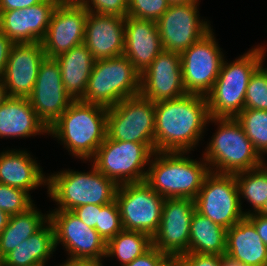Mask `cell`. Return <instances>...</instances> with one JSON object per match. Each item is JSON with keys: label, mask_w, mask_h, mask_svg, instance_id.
Segmentation results:
<instances>
[{"label": "cell", "mask_w": 267, "mask_h": 266, "mask_svg": "<svg viewBox=\"0 0 267 266\" xmlns=\"http://www.w3.org/2000/svg\"><path fill=\"white\" fill-rule=\"evenodd\" d=\"M206 96L186 94L155 102V152H186L199 143L209 122Z\"/></svg>", "instance_id": "6da1fadb"}, {"label": "cell", "mask_w": 267, "mask_h": 266, "mask_svg": "<svg viewBox=\"0 0 267 266\" xmlns=\"http://www.w3.org/2000/svg\"><path fill=\"white\" fill-rule=\"evenodd\" d=\"M107 111V107L74 100L48 135L58 138L72 156L90 162L107 136Z\"/></svg>", "instance_id": "7a4b0ae2"}, {"label": "cell", "mask_w": 267, "mask_h": 266, "mask_svg": "<svg viewBox=\"0 0 267 266\" xmlns=\"http://www.w3.org/2000/svg\"><path fill=\"white\" fill-rule=\"evenodd\" d=\"M184 155L186 152H154L150 159L145 182L165 199L194 200L210 173L204 158L200 162Z\"/></svg>", "instance_id": "3957f363"}, {"label": "cell", "mask_w": 267, "mask_h": 266, "mask_svg": "<svg viewBox=\"0 0 267 266\" xmlns=\"http://www.w3.org/2000/svg\"><path fill=\"white\" fill-rule=\"evenodd\" d=\"M256 47L231 63L223 60L220 73L206 95L210 117L236 118L245 109L249 80L265 59L266 48L261 45Z\"/></svg>", "instance_id": "277c9868"}, {"label": "cell", "mask_w": 267, "mask_h": 266, "mask_svg": "<svg viewBox=\"0 0 267 266\" xmlns=\"http://www.w3.org/2000/svg\"><path fill=\"white\" fill-rule=\"evenodd\" d=\"M208 122L219 124L203 154L210 172L236 174L258 168L266 162L255 150L236 118L210 117Z\"/></svg>", "instance_id": "5b68a950"}, {"label": "cell", "mask_w": 267, "mask_h": 266, "mask_svg": "<svg viewBox=\"0 0 267 266\" xmlns=\"http://www.w3.org/2000/svg\"><path fill=\"white\" fill-rule=\"evenodd\" d=\"M118 184L94 165L89 172L62 170L48 176V196L57 202L54 210H73L81 205H107L115 201Z\"/></svg>", "instance_id": "8992f818"}, {"label": "cell", "mask_w": 267, "mask_h": 266, "mask_svg": "<svg viewBox=\"0 0 267 266\" xmlns=\"http://www.w3.org/2000/svg\"><path fill=\"white\" fill-rule=\"evenodd\" d=\"M140 75L124 55L96 60L86 91L79 100L107 108L115 106L140 94Z\"/></svg>", "instance_id": "52a82bcc"}, {"label": "cell", "mask_w": 267, "mask_h": 266, "mask_svg": "<svg viewBox=\"0 0 267 266\" xmlns=\"http://www.w3.org/2000/svg\"><path fill=\"white\" fill-rule=\"evenodd\" d=\"M155 102L140 94L121 100L107 111V137L145 144L155 152Z\"/></svg>", "instance_id": "ba28073f"}, {"label": "cell", "mask_w": 267, "mask_h": 266, "mask_svg": "<svg viewBox=\"0 0 267 266\" xmlns=\"http://www.w3.org/2000/svg\"><path fill=\"white\" fill-rule=\"evenodd\" d=\"M153 152L143 143L112 140L107 136L91 162L118 185L144 182Z\"/></svg>", "instance_id": "9c48e42d"}, {"label": "cell", "mask_w": 267, "mask_h": 266, "mask_svg": "<svg viewBox=\"0 0 267 266\" xmlns=\"http://www.w3.org/2000/svg\"><path fill=\"white\" fill-rule=\"evenodd\" d=\"M164 200L145 181L119 185L115 201L123 230L140 231L152 238L160 226Z\"/></svg>", "instance_id": "30bf717a"}, {"label": "cell", "mask_w": 267, "mask_h": 266, "mask_svg": "<svg viewBox=\"0 0 267 266\" xmlns=\"http://www.w3.org/2000/svg\"><path fill=\"white\" fill-rule=\"evenodd\" d=\"M194 202L197 212L225 229L246 216L240 205L235 174L210 172Z\"/></svg>", "instance_id": "8fae6325"}, {"label": "cell", "mask_w": 267, "mask_h": 266, "mask_svg": "<svg viewBox=\"0 0 267 266\" xmlns=\"http://www.w3.org/2000/svg\"><path fill=\"white\" fill-rule=\"evenodd\" d=\"M212 30L180 54L187 94L206 96L220 73L224 55Z\"/></svg>", "instance_id": "7c38bea8"}, {"label": "cell", "mask_w": 267, "mask_h": 266, "mask_svg": "<svg viewBox=\"0 0 267 266\" xmlns=\"http://www.w3.org/2000/svg\"><path fill=\"white\" fill-rule=\"evenodd\" d=\"M49 221L54 229L55 247L61 243L69 258H105L107 243L96 229L87 226L71 210L50 211Z\"/></svg>", "instance_id": "4fadbf2b"}, {"label": "cell", "mask_w": 267, "mask_h": 266, "mask_svg": "<svg viewBox=\"0 0 267 266\" xmlns=\"http://www.w3.org/2000/svg\"><path fill=\"white\" fill-rule=\"evenodd\" d=\"M199 3L170 4L156 21L163 50L182 53L210 30L208 21L200 20Z\"/></svg>", "instance_id": "5bb4252c"}, {"label": "cell", "mask_w": 267, "mask_h": 266, "mask_svg": "<svg viewBox=\"0 0 267 266\" xmlns=\"http://www.w3.org/2000/svg\"><path fill=\"white\" fill-rule=\"evenodd\" d=\"M28 99L38 119L47 129L74 101L64 89L60 67L55 58L45 57L41 62L32 94Z\"/></svg>", "instance_id": "9a60e30c"}, {"label": "cell", "mask_w": 267, "mask_h": 266, "mask_svg": "<svg viewBox=\"0 0 267 266\" xmlns=\"http://www.w3.org/2000/svg\"><path fill=\"white\" fill-rule=\"evenodd\" d=\"M195 210L193 199H165L160 226L152 237V245L164 254L188 253L190 223Z\"/></svg>", "instance_id": "2e32d148"}, {"label": "cell", "mask_w": 267, "mask_h": 266, "mask_svg": "<svg viewBox=\"0 0 267 266\" xmlns=\"http://www.w3.org/2000/svg\"><path fill=\"white\" fill-rule=\"evenodd\" d=\"M140 95L153 102L186 95L180 53L162 50L140 75Z\"/></svg>", "instance_id": "e0dca14e"}, {"label": "cell", "mask_w": 267, "mask_h": 266, "mask_svg": "<svg viewBox=\"0 0 267 266\" xmlns=\"http://www.w3.org/2000/svg\"><path fill=\"white\" fill-rule=\"evenodd\" d=\"M88 11L81 4L57 5L42 40L48 58H55L83 44Z\"/></svg>", "instance_id": "ac0fdd59"}, {"label": "cell", "mask_w": 267, "mask_h": 266, "mask_svg": "<svg viewBox=\"0 0 267 266\" xmlns=\"http://www.w3.org/2000/svg\"><path fill=\"white\" fill-rule=\"evenodd\" d=\"M45 57L41 42L13 44L2 77L9 97L28 98L32 94Z\"/></svg>", "instance_id": "d6986e66"}, {"label": "cell", "mask_w": 267, "mask_h": 266, "mask_svg": "<svg viewBox=\"0 0 267 266\" xmlns=\"http://www.w3.org/2000/svg\"><path fill=\"white\" fill-rule=\"evenodd\" d=\"M57 4L45 0L28 8L0 11V31L13 43L42 42Z\"/></svg>", "instance_id": "ffe728a7"}, {"label": "cell", "mask_w": 267, "mask_h": 266, "mask_svg": "<svg viewBox=\"0 0 267 266\" xmlns=\"http://www.w3.org/2000/svg\"><path fill=\"white\" fill-rule=\"evenodd\" d=\"M125 17L88 11L83 44L94 60L109 59L124 53Z\"/></svg>", "instance_id": "44dd1931"}, {"label": "cell", "mask_w": 267, "mask_h": 266, "mask_svg": "<svg viewBox=\"0 0 267 266\" xmlns=\"http://www.w3.org/2000/svg\"><path fill=\"white\" fill-rule=\"evenodd\" d=\"M124 53L141 74L163 50L157 22L125 17Z\"/></svg>", "instance_id": "7402d4cb"}, {"label": "cell", "mask_w": 267, "mask_h": 266, "mask_svg": "<svg viewBox=\"0 0 267 266\" xmlns=\"http://www.w3.org/2000/svg\"><path fill=\"white\" fill-rule=\"evenodd\" d=\"M25 150H7L0 153V184L26 191L48 185V176Z\"/></svg>", "instance_id": "603a6c76"}, {"label": "cell", "mask_w": 267, "mask_h": 266, "mask_svg": "<svg viewBox=\"0 0 267 266\" xmlns=\"http://www.w3.org/2000/svg\"><path fill=\"white\" fill-rule=\"evenodd\" d=\"M48 134L28 98L8 97L0 106V138Z\"/></svg>", "instance_id": "cb8c5ba5"}, {"label": "cell", "mask_w": 267, "mask_h": 266, "mask_svg": "<svg viewBox=\"0 0 267 266\" xmlns=\"http://www.w3.org/2000/svg\"><path fill=\"white\" fill-rule=\"evenodd\" d=\"M225 254L246 266L267 265V246L246 217L227 229Z\"/></svg>", "instance_id": "d4e9b609"}, {"label": "cell", "mask_w": 267, "mask_h": 266, "mask_svg": "<svg viewBox=\"0 0 267 266\" xmlns=\"http://www.w3.org/2000/svg\"><path fill=\"white\" fill-rule=\"evenodd\" d=\"M54 229L50 221L22 241L0 260V266H45L55 252Z\"/></svg>", "instance_id": "484cf974"}, {"label": "cell", "mask_w": 267, "mask_h": 266, "mask_svg": "<svg viewBox=\"0 0 267 266\" xmlns=\"http://www.w3.org/2000/svg\"><path fill=\"white\" fill-rule=\"evenodd\" d=\"M63 81L64 89L74 100L80 99L87 87L94 65V58L86 45L71 48L55 57Z\"/></svg>", "instance_id": "4316f807"}, {"label": "cell", "mask_w": 267, "mask_h": 266, "mask_svg": "<svg viewBox=\"0 0 267 266\" xmlns=\"http://www.w3.org/2000/svg\"><path fill=\"white\" fill-rule=\"evenodd\" d=\"M226 231L219 224L195 210L190 223L188 252L198 254H225Z\"/></svg>", "instance_id": "83f0119b"}, {"label": "cell", "mask_w": 267, "mask_h": 266, "mask_svg": "<svg viewBox=\"0 0 267 266\" xmlns=\"http://www.w3.org/2000/svg\"><path fill=\"white\" fill-rule=\"evenodd\" d=\"M48 221L49 214L43 215L35 204L24 213L11 215L0 235V260L19 243L39 231Z\"/></svg>", "instance_id": "f1b7e54d"}, {"label": "cell", "mask_w": 267, "mask_h": 266, "mask_svg": "<svg viewBox=\"0 0 267 266\" xmlns=\"http://www.w3.org/2000/svg\"><path fill=\"white\" fill-rule=\"evenodd\" d=\"M152 246V238L140 231L122 230L106 244V258L116 257L121 266L129 264Z\"/></svg>", "instance_id": "f546056e"}, {"label": "cell", "mask_w": 267, "mask_h": 266, "mask_svg": "<svg viewBox=\"0 0 267 266\" xmlns=\"http://www.w3.org/2000/svg\"><path fill=\"white\" fill-rule=\"evenodd\" d=\"M267 164L262 166L242 171L235 174L237 187L239 191V201L242 205L241 197L247 199L253 208L246 212V216L249 214L258 213L265 205L267 200ZM241 195V196H240Z\"/></svg>", "instance_id": "4dcf8cb0"}, {"label": "cell", "mask_w": 267, "mask_h": 266, "mask_svg": "<svg viewBox=\"0 0 267 266\" xmlns=\"http://www.w3.org/2000/svg\"><path fill=\"white\" fill-rule=\"evenodd\" d=\"M236 120L241 124L255 150L263 158V154H267V111L244 109Z\"/></svg>", "instance_id": "1f68e13d"}, {"label": "cell", "mask_w": 267, "mask_h": 266, "mask_svg": "<svg viewBox=\"0 0 267 266\" xmlns=\"http://www.w3.org/2000/svg\"><path fill=\"white\" fill-rule=\"evenodd\" d=\"M245 109L267 111V68L261 64L252 74L246 94Z\"/></svg>", "instance_id": "d6a6232c"}, {"label": "cell", "mask_w": 267, "mask_h": 266, "mask_svg": "<svg viewBox=\"0 0 267 266\" xmlns=\"http://www.w3.org/2000/svg\"><path fill=\"white\" fill-rule=\"evenodd\" d=\"M34 205L26 191L0 184V209L9 216L26 212Z\"/></svg>", "instance_id": "836d02e7"}, {"label": "cell", "mask_w": 267, "mask_h": 266, "mask_svg": "<svg viewBox=\"0 0 267 266\" xmlns=\"http://www.w3.org/2000/svg\"><path fill=\"white\" fill-rule=\"evenodd\" d=\"M95 229L106 243L123 230L116 201L107 205H100L98 223H96Z\"/></svg>", "instance_id": "e575fe53"}, {"label": "cell", "mask_w": 267, "mask_h": 266, "mask_svg": "<svg viewBox=\"0 0 267 266\" xmlns=\"http://www.w3.org/2000/svg\"><path fill=\"white\" fill-rule=\"evenodd\" d=\"M169 6L168 0H128L127 16L157 21Z\"/></svg>", "instance_id": "d590c367"}, {"label": "cell", "mask_w": 267, "mask_h": 266, "mask_svg": "<svg viewBox=\"0 0 267 266\" xmlns=\"http://www.w3.org/2000/svg\"><path fill=\"white\" fill-rule=\"evenodd\" d=\"M81 5L87 11L101 15L126 17L128 12V0H82Z\"/></svg>", "instance_id": "8d00e7d4"}, {"label": "cell", "mask_w": 267, "mask_h": 266, "mask_svg": "<svg viewBox=\"0 0 267 266\" xmlns=\"http://www.w3.org/2000/svg\"><path fill=\"white\" fill-rule=\"evenodd\" d=\"M185 266H222L221 256L217 254H183Z\"/></svg>", "instance_id": "74e56055"}, {"label": "cell", "mask_w": 267, "mask_h": 266, "mask_svg": "<svg viewBox=\"0 0 267 266\" xmlns=\"http://www.w3.org/2000/svg\"><path fill=\"white\" fill-rule=\"evenodd\" d=\"M72 212L77 215L82 222L87 226L95 229L96 223H98L100 205L87 204L81 205L72 210Z\"/></svg>", "instance_id": "f35d334b"}, {"label": "cell", "mask_w": 267, "mask_h": 266, "mask_svg": "<svg viewBox=\"0 0 267 266\" xmlns=\"http://www.w3.org/2000/svg\"><path fill=\"white\" fill-rule=\"evenodd\" d=\"M164 255L152 245L145 253L124 266H156Z\"/></svg>", "instance_id": "ab89813d"}, {"label": "cell", "mask_w": 267, "mask_h": 266, "mask_svg": "<svg viewBox=\"0 0 267 266\" xmlns=\"http://www.w3.org/2000/svg\"><path fill=\"white\" fill-rule=\"evenodd\" d=\"M13 44L14 43L0 31V79L3 77Z\"/></svg>", "instance_id": "60d3db41"}, {"label": "cell", "mask_w": 267, "mask_h": 266, "mask_svg": "<svg viewBox=\"0 0 267 266\" xmlns=\"http://www.w3.org/2000/svg\"><path fill=\"white\" fill-rule=\"evenodd\" d=\"M245 217L255 226L257 233L267 246V217L259 213L249 214Z\"/></svg>", "instance_id": "b9f144b4"}, {"label": "cell", "mask_w": 267, "mask_h": 266, "mask_svg": "<svg viewBox=\"0 0 267 266\" xmlns=\"http://www.w3.org/2000/svg\"><path fill=\"white\" fill-rule=\"evenodd\" d=\"M45 0H0V11H11L28 8Z\"/></svg>", "instance_id": "7bdbcfd3"}, {"label": "cell", "mask_w": 267, "mask_h": 266, "mask_svg": "<svg viewBox=\"0 0 267 266\" xmlns=\"http://www.w3.org/2000/svg\"><path fill=\"white\" fill-rule=\"evenodd\" d=\"M156 266H185L183 255L165 254Z\"/></svg>", "instance_id": "ee69618b"}, {"label": "cell", "mask_w": 267, "mask_h": 266, "mask_svg": "<svg viewBox=\"0 0 267 266\" xmlns=\"http://www.w3.org/2000/svg\"><path fill=\"white\" fill-rule=\"evenodd\" d=\"M60 266H102V260L95 259H73L68 258L65 263Z\"/></svg>", "instance_id": "f6af8a7d"}, {"label": "cell", "mask_w": 267, "mask_h": 266, "mask_svg": "<svg viewBox=\"0 0 267 266\" xmlns=\"http://www.w3.org/2000/svg\"><path fill=\"white\" fill-rule=\"evenodd\" d=\"M221 263H222V266H246L242 264L241 262L236 261L235 259H233L227 254L221 255Z\"/></svg>", "instance_id": "bcb514c9"}, {"label": "cell", "mask_w": 267, "mask_h": 266, "mask_svg": "<svg viewBox=\"0 0 267 266\" xmlns=\"http://www.w3.org/2000/svg\"><path fill=\"white\" fill-rule=\"evenodd\" d=\"M9 215L0 209V235L9 221Z\"/></svg>", "instance_id": "7dc6e473"}, {"label": "cell", "mask_w": 267, "mask_h": 266, "mask_svg": "<svg viewBox=\"0 0 267 266\" xmlns=\"http://www.w3.org/2000/svg\"><path fill=\"white\" fill-rule=\"evenodd\" d=\"M8 94L5 88V85L2 81V79H0V106L6 101V99L8 98Z\"/></svg>", "instance_id": "c3c4849f"}, {"label": "cell", "mask_w": 267, "mask_h": 266, "mask_svg": "<svg viewBox=\"0 0 267 266\" xmlns=\"http://www.w3.org/2000/svg\"><path fill=\"white\" fill-rule=\"evenodd\" d=\"M57 5L81 4L82 0H53Z\"/></svg>", "instance_id": "681fc988"}, {"label": "cell", "mask_w": 267, "mask_h": 266, "mask_svg": "<svg viewBox=\"0 0 267 266\" xmlns=\"http://www.w3.org/2000/svg\"><path fill=\"white\" fill-rule=\"evenodd\" d=\"M170 4H179V3H196L199 0H168Z\"/></svg>", "instance_id": "f907efd6"}, {"label": "cell", "mask_w": 267, "mask_h": 266, "mask_svg": "<svg viewBox=\"0 0 267 266\" xmlns=\"http://www.w3.org/2000/svg\"><path fill=\"white\" fill-rule=\"evenodd\" d=\"M258 213L267 217V200L264 207Z\"/></svg>", "instance_id": "816d5d0a"}]
</instances>
